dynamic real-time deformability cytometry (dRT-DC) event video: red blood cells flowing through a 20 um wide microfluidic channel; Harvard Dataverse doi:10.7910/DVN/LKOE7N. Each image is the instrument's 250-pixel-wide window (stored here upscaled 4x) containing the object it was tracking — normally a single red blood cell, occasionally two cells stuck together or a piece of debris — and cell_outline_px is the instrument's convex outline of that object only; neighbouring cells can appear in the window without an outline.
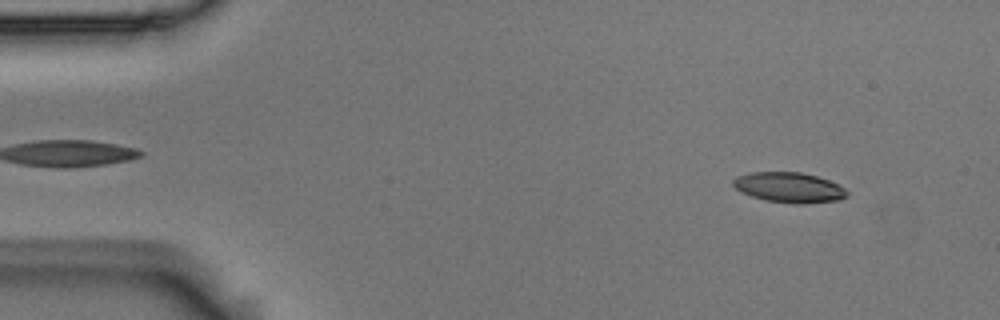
{"species": "Egyptian fruit bat (a non-hibernating species)", "species_latin": "Rousettus aegyptiacus", "temperature_condition": "room temperature", "stored_images_in_passage": 55, "camera_frame_rate_fps": 3000, "um_per_image_px": 0.085, "animal": {"sex": "male"}, "frame": {"image": 1, "passage_image": 5, "time_ms": 1.333, "image_size_px": [1000, 320], "cell_outline_px": [[848, 196], [840, 200], [800, 204], [796, 204], [764, 200], [740, 192], [732, 184], [732, 180], [736, 176], [748, 172], [800, 172], [816, 176], [828, 180], [844, 188], [848, 192]], "centroid_in_image_um": [67.05, 15.93], "position_along_channel_um": 18.0, "area_um2": 20.11}}
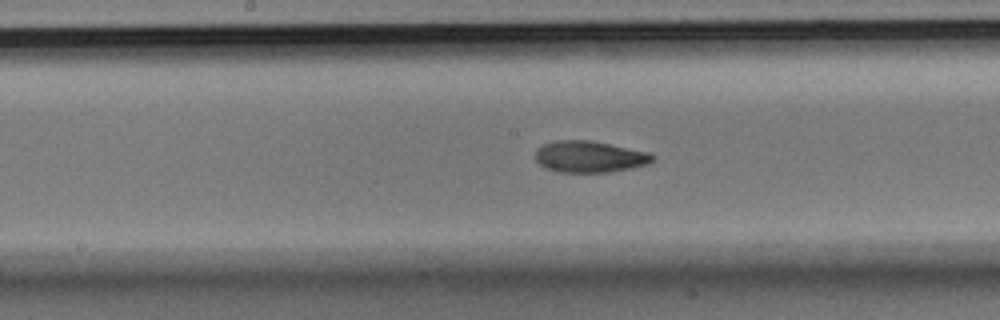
{"frame": {"image": 2, "passage_image": 27, "time_ms": 8.667, "image_size_px": [1000, 320], "cell_outline_px": [[652, 160], [648, 164], [632, 168], [608, 172], [560, 172], [544, 168], [536, 160], [536, 148], [544, 144], [556, 140], [592, 140], [648, 152], [652, 156]], "centroid_in_image_um": [50.07, 13.31], "position_along_channel_um": 198.1, "area_um2": 21.44}}
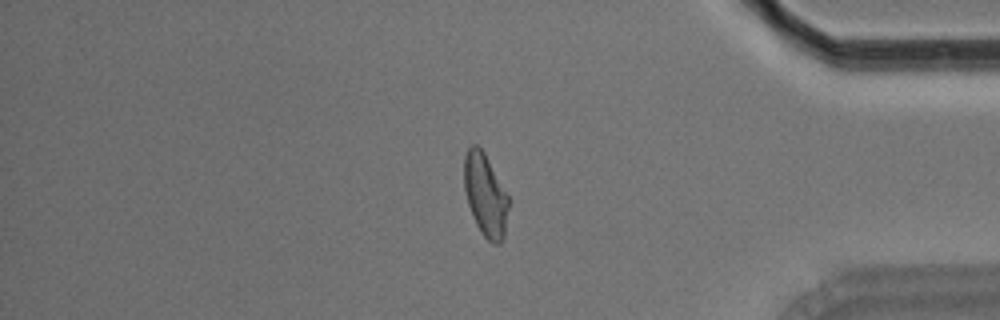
{"frame": {"image": 3, "passage_image": 45, "time_ms": 14.667, "image_size_px": [1000, 320], "cell_outline_px": [[508, 208], [504, 236], [500, 244], [492, 244], [480, 232], [472, 216], [468, 204], [464, 188], [464, 156], [468, 148], [472, 144], [476, 144], [484, 152], [508, 196]], "centroid_in_image_um": [41.24, 16.59], "position_along_channel_um": 394.0, "area_um2": 21.27}}